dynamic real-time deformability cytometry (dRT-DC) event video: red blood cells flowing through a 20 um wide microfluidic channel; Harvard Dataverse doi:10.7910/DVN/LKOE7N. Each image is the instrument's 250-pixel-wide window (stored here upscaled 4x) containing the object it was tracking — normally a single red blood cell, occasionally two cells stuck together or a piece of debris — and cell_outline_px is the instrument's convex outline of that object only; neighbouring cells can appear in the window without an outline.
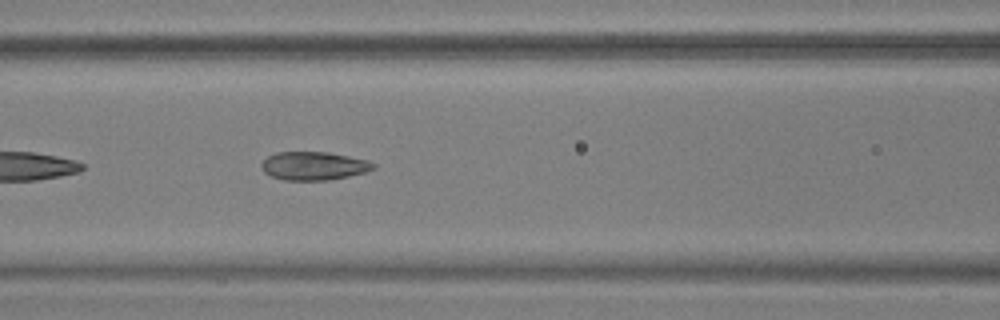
{"species": "common noctule bat (a hibernating species)", "species_latin": "Nyctalus noctula", "temperature_condition": "warm", "stored_images_in_passage": 28, "camera_frame_rate_fps": 3000, "um_per_image_px": 0.085, "animal": {"sex": "male", "body_mass_g": 17.9, "forearm_length_mm": 54.2}, "frame": {"image": 1, "passage_image": 8, "time_ms": 2.333, "image_size_px": [1000, 320], "cell_outline_px": [[376, 168], [364, 172], [348, 176], [328, 180], [284, 180], [272, 176], [264, 172], [260, 164], [268, 156], [276, 152], [328, 152], [368, 160], [376, 164]], "centroid_in_image_um": [26.67, 14.09], "position_along_channel_um": 139.9, "area_um2": 18.44}}
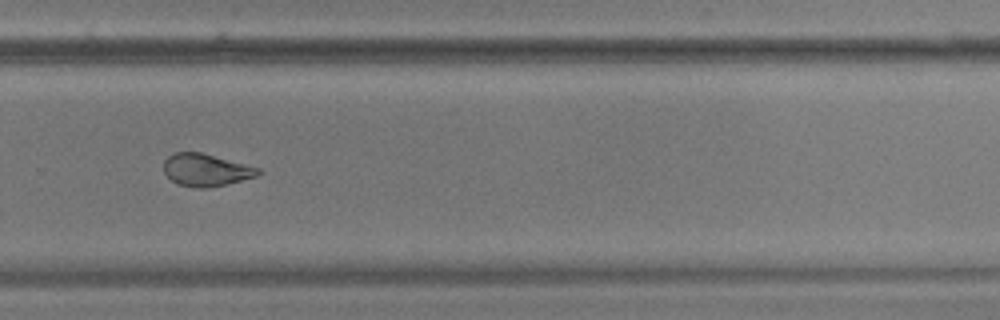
{"frame": {"image": 2, "passage_image": 22, "time_ms": 7.0, "image_size_px": [1000, 320], "cell_outline_px": [[264, 172], [256, 176], [208, 188], [196, 188], [176, 184], [164, 172], [164, 160], [168, 156], [176, 152], [200, 152], [260, 168]], "centroid_in_image_um": [17.49, 14.45], "position_along_channel_um": 312.3, "area_um2": 17.69}}
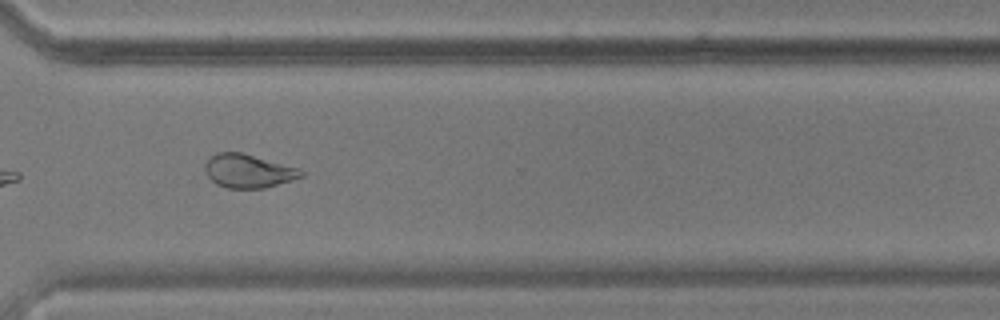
{"frame": {"image": 3, "passage_image": 25, "time_ms": 8.0, "image_size_px": [1000, 320], "cell_outline_px": [[304, 176], [292, 180], [264, 188], [228, 188], [216, 184], [204, 172], [204, 164], [216, 152], [240, 152], [296, 168], [304, 172]], "centroid_in_image_um": [21.06, 14.54], "position_along_channel_um": 349.5, "area_um2": 18.5}, "authors_computed_cell_mechanics": {"area_um2": 18.1781, "velocity_mm_per_s": 3.7036, "shape_relaxation_time_tau1_ms": null, "shape_relaxation_time_tau2_ms": 1.5655, "deformation_change_tau1": null, "deformation_change_tau2": 0.0748}}